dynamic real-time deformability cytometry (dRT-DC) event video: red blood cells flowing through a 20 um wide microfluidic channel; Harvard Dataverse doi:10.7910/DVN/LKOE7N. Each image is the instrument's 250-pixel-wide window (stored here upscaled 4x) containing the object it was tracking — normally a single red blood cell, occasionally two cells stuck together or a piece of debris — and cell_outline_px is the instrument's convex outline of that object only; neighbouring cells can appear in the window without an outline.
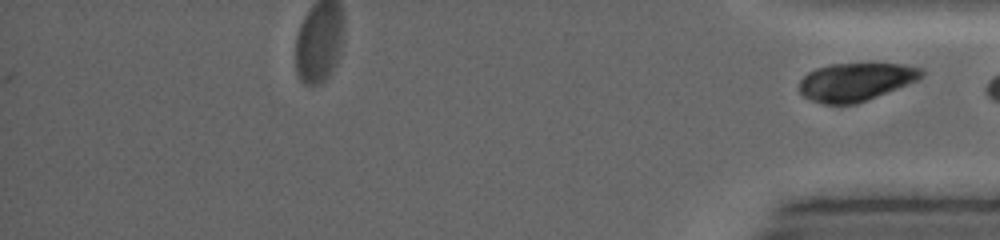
{"species": "common noctule bat (a hibernating species)", "species_latin": "Nyctalus noctula", "temperature_condition": "warm", "stored_images_in_passage": 53, "segment_of_instrument_passage": [2, 2], "camera_frame_rate_fps": 5000, "um_per_image_px": 0.085, "animal": {"sex": "female", "body_mass_g": 19.0, "forearm_length_mm": 53.3}, "frame": {"image": 1, "passage_image": 53, "time_ms": 9.6, "image_size_px": [1000, 240], "cell_outline_px": [[924, 76], [920, 80], [856, 104], [824, 104], [812, 100], [804, 96], [800, 92], [800, 80], [808, 72], [816, 68], [832, 64], [900, 64], [920, 68], [924, 72]], "centroid_in_image_um": [72.76, 6.96], "position_along_channel_um": 362.4, "area_um2": 26.99}}